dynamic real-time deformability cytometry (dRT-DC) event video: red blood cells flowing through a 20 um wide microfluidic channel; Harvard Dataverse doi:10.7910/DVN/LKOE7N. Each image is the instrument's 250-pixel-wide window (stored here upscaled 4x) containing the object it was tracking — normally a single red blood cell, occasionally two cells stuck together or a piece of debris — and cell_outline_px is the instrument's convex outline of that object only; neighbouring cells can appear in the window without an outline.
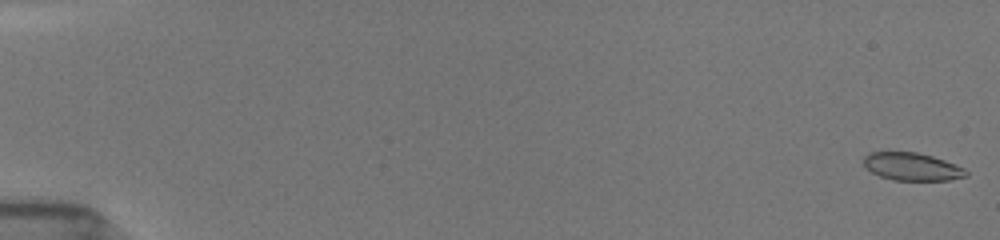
{"species": "common noctule bat (a hibernating species)", "species_latin": "Nyctalus noctula", "temperature_condition": "room temperature", "stored_images_in_passage": 28, "camera_frame_rate_fps": 3000, "um_per_image_px": 0.085, "animal": {"sex": "female", "body_mass_g": 19.5, "forearm_length_mm": 54.1}, "frame": {"image": 1, "passage_image": 1, "time_ms": 0.0, "image_size_px": [1000, 240], "cell_outline_px": [[968, 176], [948, 180], [892, 180], [880, 176], [864, 168], [864, 156], [868, 152], [916, 152], [932, 156], [944, 160], [964, 168], [968, 172]], "centroid_in_image_um": [77.5, 14.16], "position_along_channel_um": 7.5, "area_um2": 16.59}}
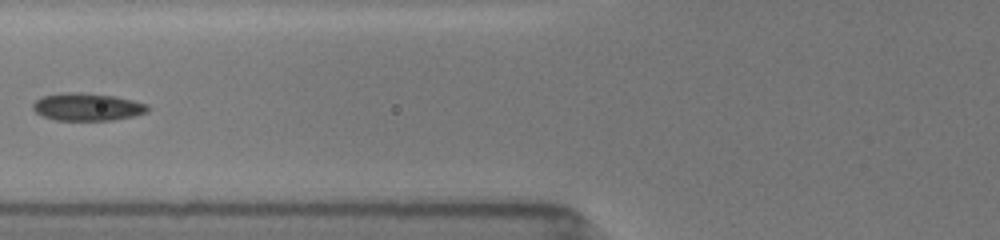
{"frame": {"image": 2, "passage_image": 19, "time_ms": 7.333, "image_size_px": [1000, 240], "cell_outline_px": [[148, 112], [132, 116], [112, 120], [56, 120], [44, 116], [36, 112], [32, 108], [32, 104], [36, 100], [44, 96], [64, 92], [80, 92], [116, 96], [148, 104]], "centroid_in_image_um": [7.42, 9.08], "position_along_channel_um": 118.4, "area_um2": 18.38}}
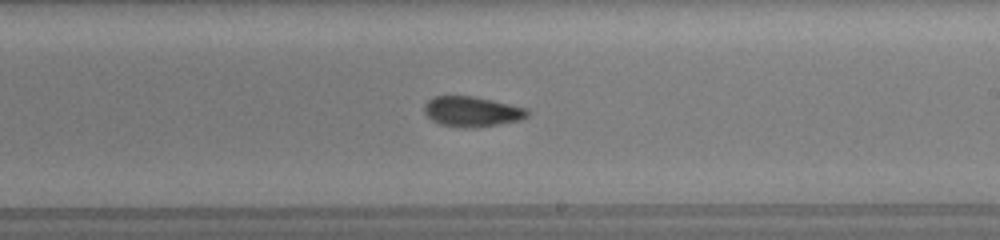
{"frame": {"image": 3, "passage_image": 28, "time_ms": 10.667, "image_size_px": [1000, 240], "cell_outline_px": [[528, 116], [520, 120], [500, 124], [476, 128], [464, 128], [440, 124], [432, 120], [424, 112], [424, 104], [428, 100], [436, 96], [472, 96], [492, 100], [528, 108]], "centroid_in_image_um": [40.12, 9.49], "position_along_channel_um": 248.9, "area_um2": 18.21}}